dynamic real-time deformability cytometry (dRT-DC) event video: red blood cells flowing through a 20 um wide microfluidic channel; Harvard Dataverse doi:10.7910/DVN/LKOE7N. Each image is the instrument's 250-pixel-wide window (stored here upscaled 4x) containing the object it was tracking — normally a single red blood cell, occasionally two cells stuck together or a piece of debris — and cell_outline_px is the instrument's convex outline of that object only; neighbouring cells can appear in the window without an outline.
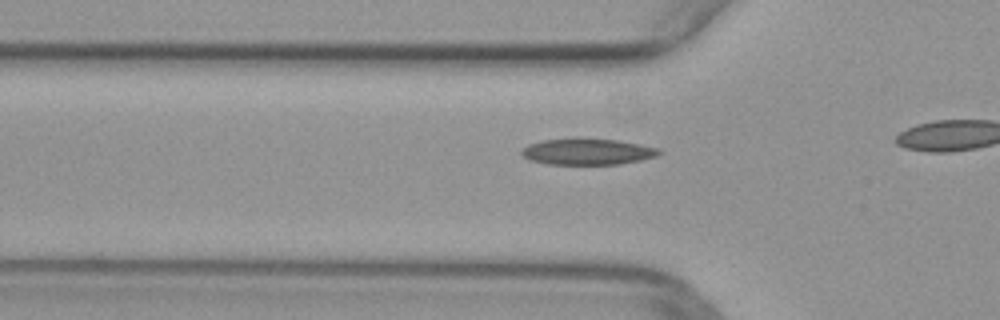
{"species": "common noctule bat (a hibernating species)", "species_latin": "Nyctalus noctula", "temperature_condition": "warm", "stored_images_in_passage": 18, "camera_frame_rate_fps": 3000, "um_per_image_px": 0.085, "animal": {"sex": "female", "body_mass_g": 29.2, "forearm_length_mm": 56.3}, "frame": {"image": 1, "passage_image": 13, "time_ms": 4.0, "image_size_px": [1000, 320], "cell_outline_px": [[664, 152], [656, 156], [640, 160], [620, 164], [548, 164], [528, 160], [520, 152], [520, 148], [528, 144], [540, 140], [572, 136], [580, 136], [620, 140], [660, 148]], "centroid_in_image_um": [49.9, 12.85], "position_along_channel_um": 75.9, "area_um2": 21.96}}
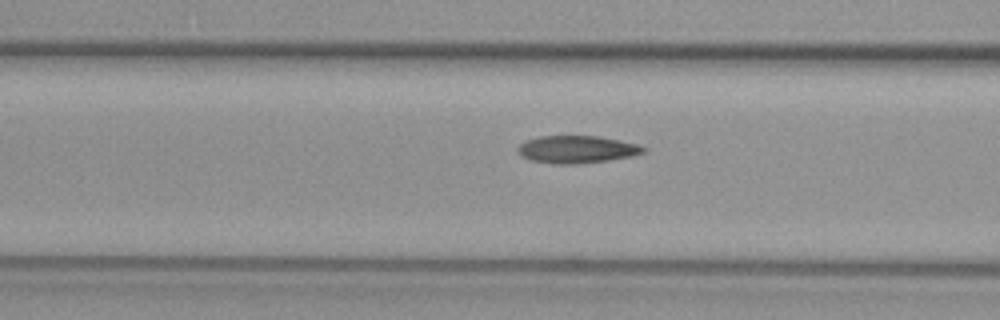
{"frame": {"image": 2, "passage_image": 16, "time_ms": 5.0, "image_size_px": [1000, 320], "cell_outline_px": [[648, 148], [644, 152], [632, 156], [608, 160], [576, 164], [552, 164], [532, 160], [520, 156], [516, 148], [520, 144], [528, 140], [540, 136], [600, 136], [640, 144]], "centroid_in_image_um": [49.06, 12.7], "position_along_channel_um": 117.5, "area_um2": 20.23}}